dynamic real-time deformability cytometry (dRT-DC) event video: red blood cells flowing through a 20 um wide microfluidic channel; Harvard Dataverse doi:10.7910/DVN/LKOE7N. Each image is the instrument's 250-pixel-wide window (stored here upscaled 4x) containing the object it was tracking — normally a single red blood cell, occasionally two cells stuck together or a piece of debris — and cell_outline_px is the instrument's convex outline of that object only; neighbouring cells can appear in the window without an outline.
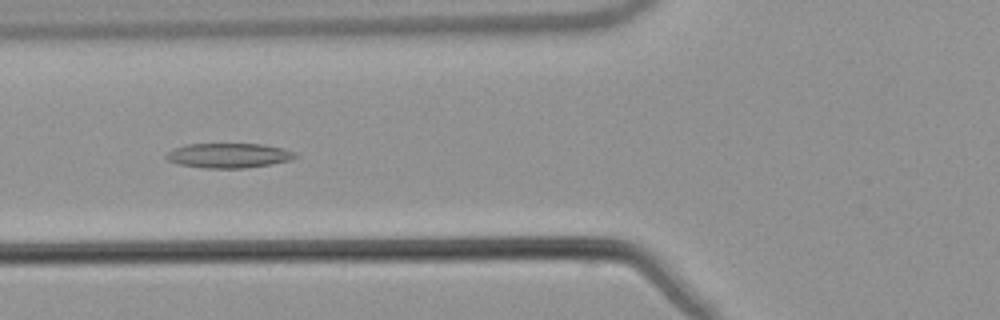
{"species": "common noctule bat (a hibernating species)", "species_latin": "Nyctalus noctula", "temperature_condition": "warm", "stored_images_in_passage": 54, "camera_frame_rate_fps": 3000, "um_per_image_px": 0.085, "animal": {"sex": "male", "body_mass_g": 21.5, "forearm_length_mm": 52.0}, "frame": {"image": 1, "passage_image": 21, "time_ms": 6.667, "image_size_px": [1000, 320], "cell_outline_px": [[300, 156], [292, 160], [272, 164], [244, 168], [204, 168], [180, 164], [168, 160], [164, 156], [172, 148], [188, 144], [264, 144], [284, 148], [296, 152]], "centroid_in_image_um": [19.5, 13.21], "position_along_channel_um": 106.3, "area_um2": 18.79}}
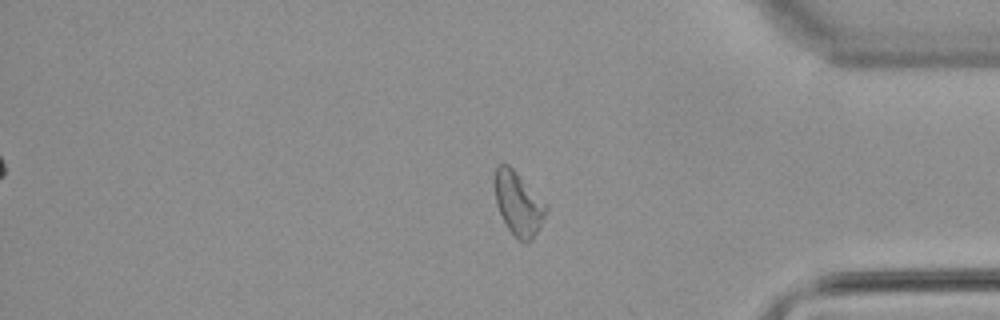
{"frame": {"image": 2, "passage_image": 45, "time_ms": 14.667, "image_size_px": [1000, 320], "cell_outline_px": [[548, 208], [532, 240], [528, 244], [524, 244], [508, 228], [496, 204], [492, 184], [496, 168], [500, 164], [508, 164], [548, 204]], "centroid_in_image_um": [44.04, 17.28], "position_along_channel_um": 391.2, "area_um2": 19.02}}
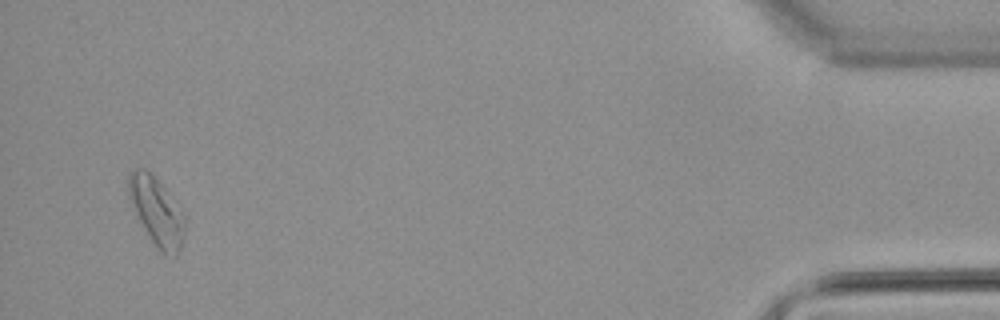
{"frame": {"image": 3, "passage_image": 52, "time_ms": 17.0, "image_size_px": [1000, 320], "cell_outline_px": [[188, 216], [180, 248], [176, 256], [164, 256], [160, 252], [148, 236], [128, 196], [128, 172], [132, 168], [144, 168], [168, 192]], "centroid_in_image_um": [13.35, 17.99], "position_along_channel_um": 421.9, "area_um2": 22.43}}